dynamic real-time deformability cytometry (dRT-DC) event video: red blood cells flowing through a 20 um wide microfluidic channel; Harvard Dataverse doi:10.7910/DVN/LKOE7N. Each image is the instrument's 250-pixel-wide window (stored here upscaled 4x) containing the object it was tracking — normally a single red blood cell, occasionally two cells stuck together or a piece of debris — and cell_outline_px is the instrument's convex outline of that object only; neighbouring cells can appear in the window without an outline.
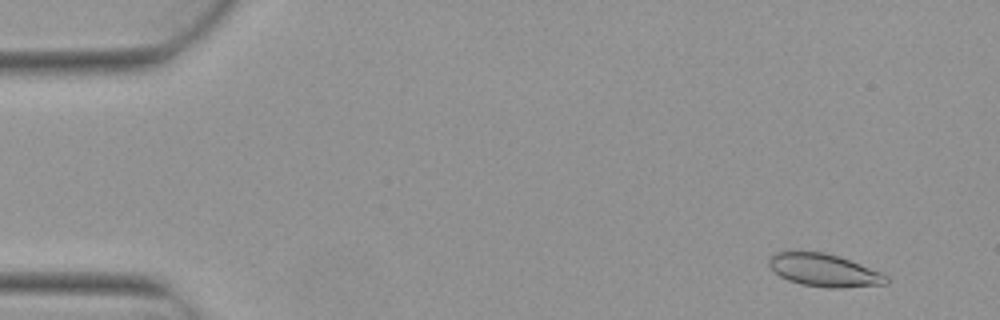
{"species": "Egyptian fruit bat (a non-hibernating species)", "species_latin": "Rousettus aegyptiacus", "temperature_condition": "warm", "stored_images_in_passage": 4, "camera_frame_rate_fps": 3000, "um_per_image_px": 0.085, "animal": {"sex": "female"}, "frame": {"image": 1, "passage_image": 1, "time_ms": 0.0, "image_size_px": [1000, 320], "cell_outline_px": [[888, 284], [844, 288], [828, 288], [800, 284], [788, 280], [780, 276], [768, 264], [768, 260], [776, 252], [824, 252], [860, 264], [880, 272], [888, 276]], "centroid_in_image_um": [70.07, 22.99], "position_along_channel_um": 14.9, "area_um2": 22.14}}
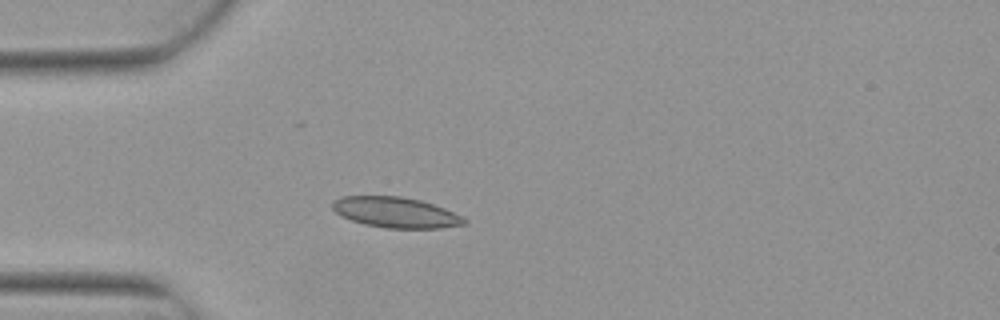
{"frame": {"image": 2, "passage_image": 4, "time_ms": 1.0, "image_size_px": [1000, 320], "cell_outline_px": [[468, 224], [440, 228], [388, 228], [364, 224], [340, 216], [332, 208], [332, 200], [340, 196], [400, 196], [420, 200], [444, 208], [468, 220]], "centroid_in_image_um": [33.61, 18.05], "position_along_channel_um": 51.4, "area_um2": 23.47}}